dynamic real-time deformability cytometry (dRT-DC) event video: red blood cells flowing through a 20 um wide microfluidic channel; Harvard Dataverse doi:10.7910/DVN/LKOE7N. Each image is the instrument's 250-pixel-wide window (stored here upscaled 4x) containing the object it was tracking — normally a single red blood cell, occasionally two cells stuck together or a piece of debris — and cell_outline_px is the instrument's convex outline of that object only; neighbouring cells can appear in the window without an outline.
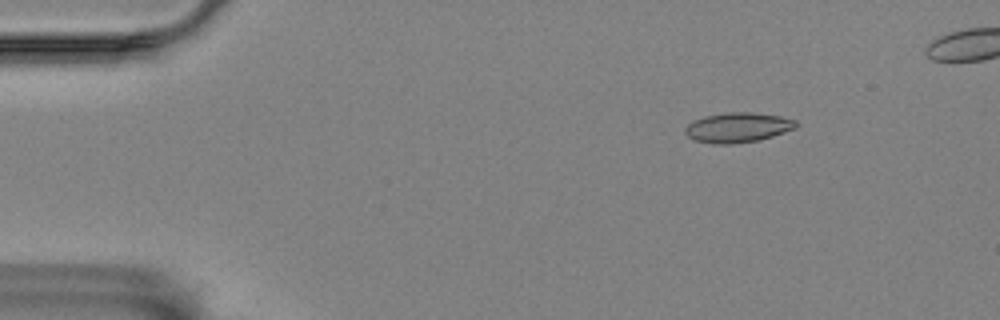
{"species": "Egyptian fruit bat (a non-hibernating species)", "species_latin": "Rousettus aegyptiacus", "temperature_condition": "room temperature", "stored_images_in_passage": 54, "camera_frame_rate_fps": 3000, "um_per_image_px": 0.085, "animal": {"sex": "female"}, "frame": {"image": 1, "passage_image": 8, "time_ms": 2.333, "image_size_px": [1000, 320], "cell_outline_px": [[796, 128], [772, 136], [756, 140], [732, 144], [716, 144], [696, 140], [688, 136], [684, 132], [684, 128], [692, 120], [704, 116], [728, 112], [752, 112], [780, 116], [796, 120]], "centroid_in_image_um": [62.68, 10.82], "position_along_channel_um": 22.3, "area_um2": 19.19}}
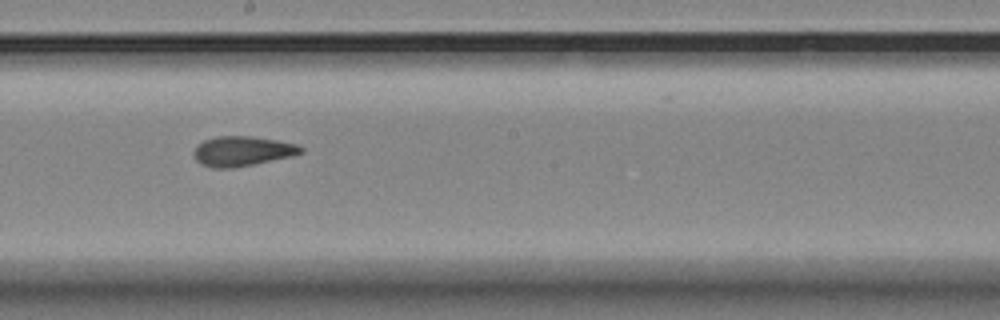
{"frame": {"image": 2, "passage_image": 32, "time_ms": 10.333, "image_size_px": [1000, 320], "cell_outline_px": [[304, 152], [292, 156], [232, 168], [212, 168], [200, 164], [196, 160], [196, 148], [204, 140], [216, 136], [252, 136], [276, 140], [296, 144], [304, 148]], "centroid_in_image_um": [20.62, 12.84], "position_along_channel_um": 227.6, "area_um2": 18.38}}
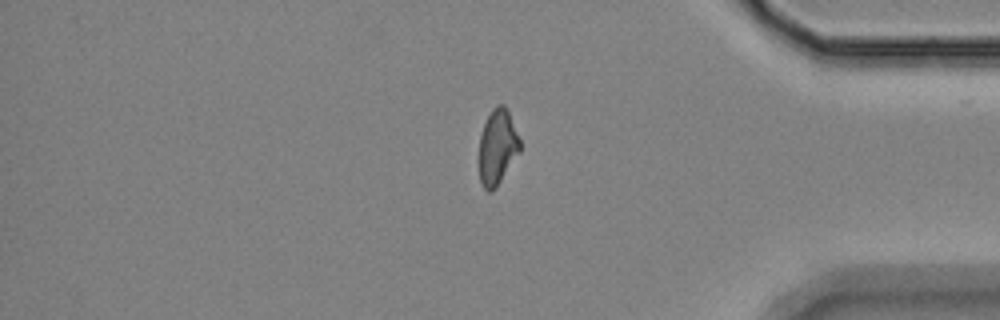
{"frame": {"image": 3, "passage_image": 48, "time_ms": 15.667, "image_size_px": [1000, 320], "cell_outline_px": [[520, 152], [496, 188], [492, 192], [488, 192], [480, 184], [480, 136], [484, 124], [492, 108], [496, 104], [504, 104], [508, 112], [520, 140]], "centroid_in_image_um": [42.28, 12.52], "position_along_channel_um": 392.9, "area_um2": 17.8}}